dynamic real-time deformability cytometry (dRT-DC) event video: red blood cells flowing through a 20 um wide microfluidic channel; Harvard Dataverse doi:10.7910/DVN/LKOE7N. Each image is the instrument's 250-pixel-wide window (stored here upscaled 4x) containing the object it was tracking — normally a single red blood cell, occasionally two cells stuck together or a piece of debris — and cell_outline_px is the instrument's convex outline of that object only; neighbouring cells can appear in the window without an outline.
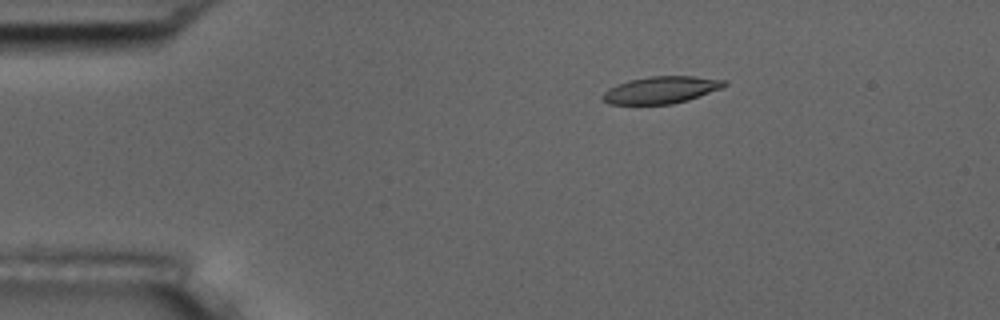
{"species": "common noctule bat (a hibernating species)", "species_latin": "Nyctalus noctula", "temperature_condition": "room temperature", "stored_images_in_passage": 4, "camera_frame_rate_fps": 3000, "um_per_image_px": 0.085, "animal": {"sex": "male", "body_mass_g": 17.5, "forearm_length_mm": 52.3}, "frame": {"image": 1, "passage_image": 1, "time_ms": 0.0, "image_size_px": [1000, 320], "cell_outline_px": [[728, 84], [720, 88], [688, 100], [672, 104], [608, 104], [600, 96], [608, 88], [628, 80], [648, 76], [692, 76], [728, 80]], "centroid_in_image_um": [56.17, 7.64], "position_along_channel_um": 28.8, "area_um2": 19.19}}
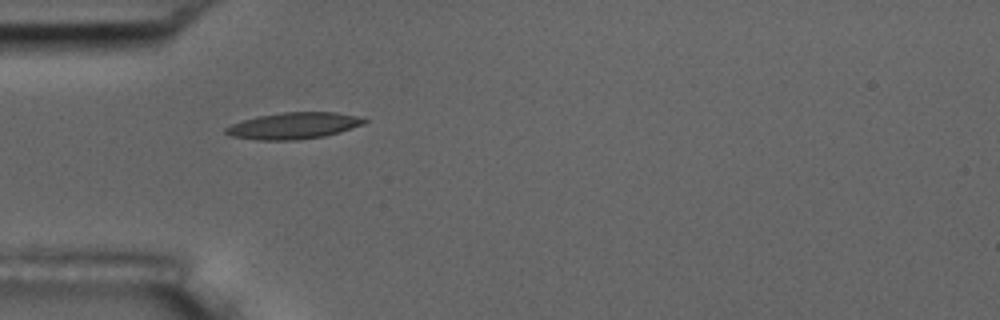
{"frame": {"image": 2, "passage_image": 3, "time_ms": 2.333, "image_size_px": [1000, 320], "cell_outline_px": [[368, 120], [364, 124], [340, 132], [324, 136], [300, 140], [256, 140], [228, 136], [224, 132], [224, 128], [232, 124], [256, 116], [284, 112], [336, 112], [356, 116]], "centroid_in_image_um": [24.92, 10.69], "position_along_channel_um": 60.1, "area_um2": 21.5}}